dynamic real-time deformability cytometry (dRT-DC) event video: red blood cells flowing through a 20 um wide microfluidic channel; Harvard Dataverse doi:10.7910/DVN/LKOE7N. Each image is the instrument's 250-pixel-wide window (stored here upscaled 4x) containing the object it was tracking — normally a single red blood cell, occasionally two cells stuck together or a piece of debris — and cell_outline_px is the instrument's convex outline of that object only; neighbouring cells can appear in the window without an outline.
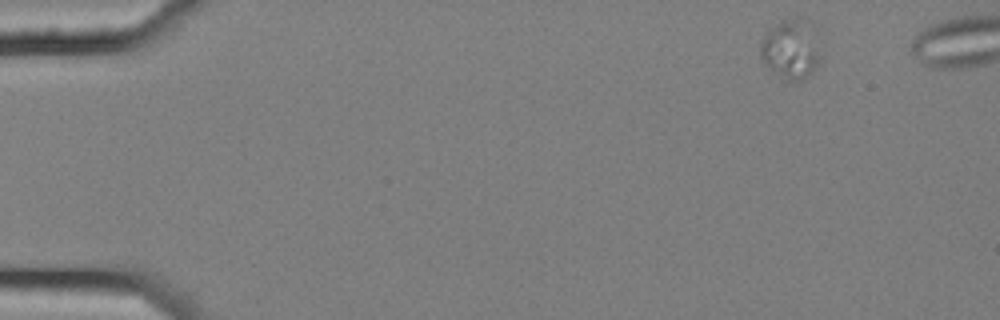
{"species": "common noctule bat (a hibernating species)", "species_latin": "Nyctalus noctula", "temperature_condition": "cold", "stored_images_in_passage": 11, "camera_frame_rate_fps": 3000, "um_per_image_px": 0.085, "animal": {"sex": "female", "body_mass_g": 25.1}, "frame": {"image": 1, "passage_image": 1, "time_ms": 0.0, "image_size_px": [1000, 320], "cell_outline_px": [[820, 60], [816, 68], [812, 72], [800, 80], [784, 80], [768, 68], [764, 64], [760, 56], [760, 40], [764, 32], [768, 28], [780, 20], [796, 16], [804, 16], [812, 20], [820, 56]], "centroid_in_image_um": [67.2, 4.1], "position_along_channel_um": 17.8, "area_um2": 21.68}}
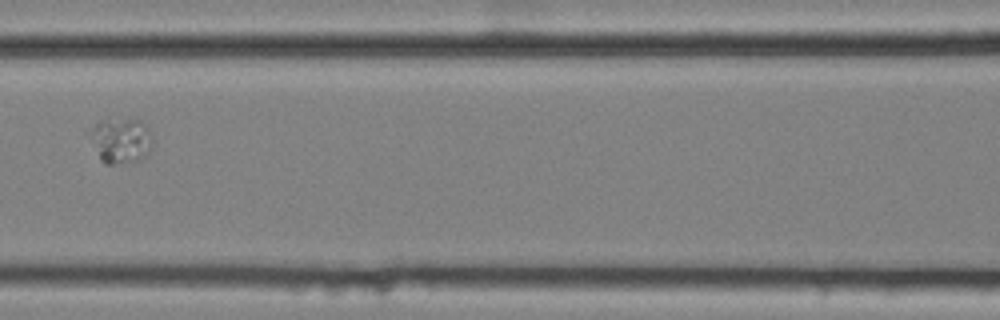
{"frame": {"image": 2, "passage_image": 7, "time_ms": 2.0, "image_size_px": [1000, 320], "cell_outline_px": [[152, 148], [148, 156], [136, 160], [112, 164], [104, 164], [100, 160], [84, 132], [84, 128], [100, 120], [140, 120], [152, 132]], "centroid_in_image_um": [10.18, 11.93], "position_along_channel_um": 156.4, "area_um2": 17.28}}
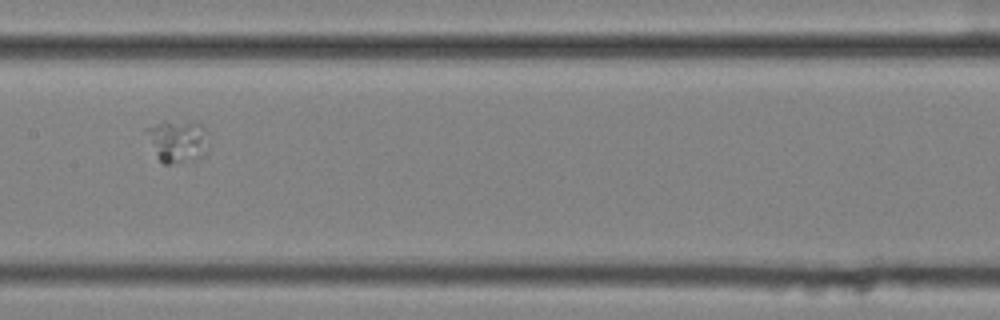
{"frame": {"image": 3, "passage_image": 8, "time_ms": 2.333, "image_size_px": [1000, 320], "cell_outline_px": [[208, 152], [196, 160], [168, 164], [164, 164], [156, 156], [144, 132], [144, 128], [164, 120], [196, 120], [208, 132]], "centroid_in_image_um": [15.11, 11.95], "position_along_channel_um": 192.3, "area_um2": 16.18}}